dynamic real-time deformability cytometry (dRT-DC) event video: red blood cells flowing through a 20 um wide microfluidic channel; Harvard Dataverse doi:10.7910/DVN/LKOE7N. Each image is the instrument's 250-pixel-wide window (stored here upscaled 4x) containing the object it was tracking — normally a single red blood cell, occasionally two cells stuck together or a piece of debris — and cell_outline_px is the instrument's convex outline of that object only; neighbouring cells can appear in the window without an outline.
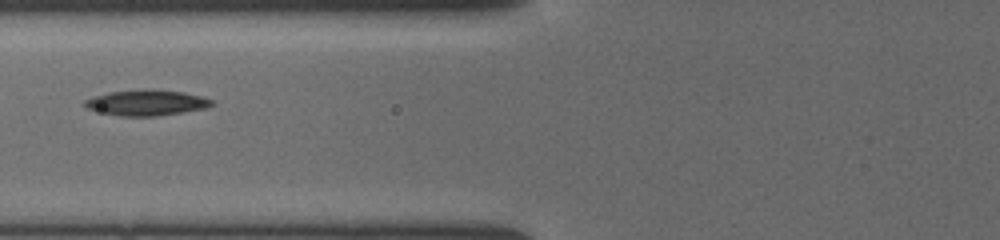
{"species": "common noctule bat (a hibernating species)", "species_latin": "Nyctalus noctula", "temperature_condition": "cold", "stored_images_in_passage": 17, "segment_of_instrument_passage": [2, 2], "camera_frame_rate_fps": 3000, "um_per_image_px": 0.085, "animal": {"sex": "female", "body_mass_g": 19.5, "forearm_length_mm": 54.1}, "frame": {"image": 1, "passage_image": 7, "time_ms": 5.667, "image_size_px": [1000, 240], "cell_outline_px": [[216, 104], [208, 108], [156, 116], [120, 116], [88, 108], [84, 104], [84, 100], [92, 96], [108, 92], [184, 92], [200, 96], [212, 100]], "centroid_in_image_um": [12.49, 8.77], "position_along_channel_um": 113.3, "area_um2": 17.98}}
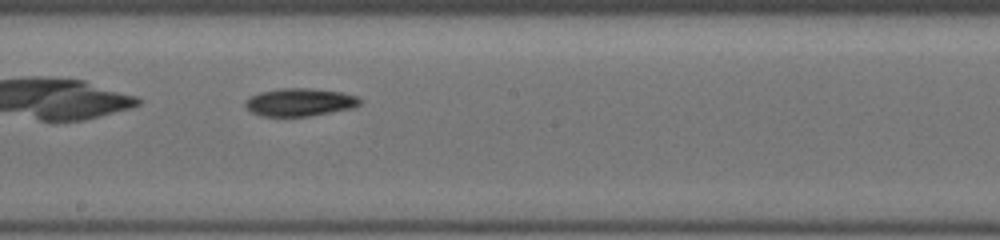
{"frame": {"image": 2, "passage_image": 10, "time_ms": 8.333, "image_size_px": [1000, 240], "cell_outline_px": [[360, 104], [352, 108], [308, 116], [264, 116], [252, 112], [244, 104], [248, 96], [260, 92], [280, 88], [308, 88], [340, 92], [356, 96], [360, 100]], "centroid_in_image_um": [25.44, 8.68], "position_along_channel_um": 222.8, "area_um2": 18.38}}
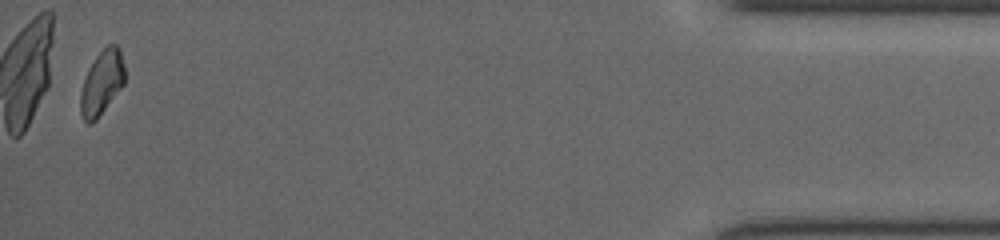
{"frame": {"image": 3, "passage_image": 17, "time_ms": 15.0, "image_size_px": [1000, 240], "cell_outline_px": [[124, 84], [96, 120], [92, 124], [88, 124], [84, 120], [80, 112], [80, 92], [84, 80], [96, 56], [108, 44], [116, 44], [120, 48], [124, 64]], "centroid_in_image_um": [8.66, 7.04], "position_along_channel_um": 426.5, "area_um2": 16.42}}